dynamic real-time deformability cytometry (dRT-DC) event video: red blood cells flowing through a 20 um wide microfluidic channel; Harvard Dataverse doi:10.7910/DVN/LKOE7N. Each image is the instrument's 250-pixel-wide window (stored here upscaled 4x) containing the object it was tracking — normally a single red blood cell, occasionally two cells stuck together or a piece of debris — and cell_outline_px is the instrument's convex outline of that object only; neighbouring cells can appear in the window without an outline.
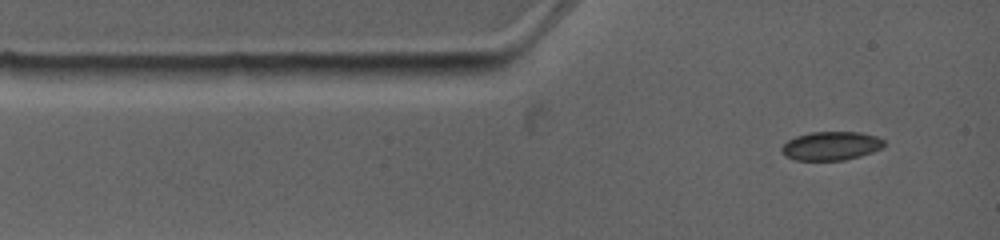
{"species": "common noctule bat (a hibernating species)", "species_latin": "Nyctalus noctula", "temperature_condition": "warm", "stored_images_in_passage": 4, "camera_frame_rate_fps": 4500, "um_per_image_px": 0.085, "animal": {"sex": "female", "body_mass_g": 19.0, "forearm_length_mm": 53.3}, "frame": {"image": 1, "passage_image": 1, "time_ms": 0.0, "image_size_px": [1000, 240], "cell_outline_px": [[884, 144], [880, 148], [872, 152], [860, 156], [844, 160], [796, 160], [784, 156], [780, 152], [780, 148], [788, 140], [796, 136], [812, 132], [860, 132], [876, 136], [884, 140]], "centroid_in_image_um": [70.6, 12.4], "position_along_channel_um": 14.4, "area_um2": 17.11}}
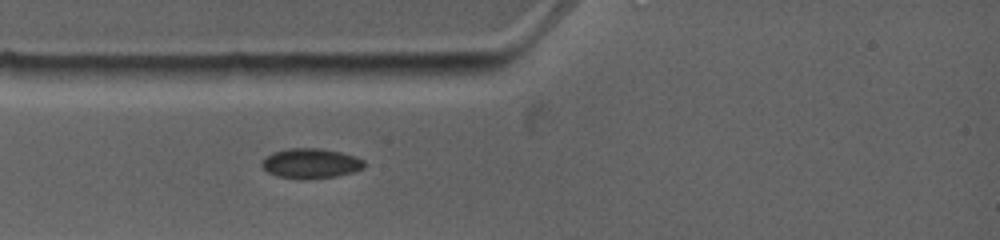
{"frame": {"image": 2, "passage_image": 3, "time_ms": 1.778, "image_size_px": [1000, 240], "cell_outline_px": [[368, 164], [364, 168], [352, 172], [336, 176], [300, 180], [276, 176], [268, 172], [260, 164], [272, 152], [288, 148], [320, 148], [340, 152], [356, 156], [364, 160]], "centroid_in_image_um": [26.44, 13.89], "position_along_channel_um": 58.6, "area_um2": 18.03}}